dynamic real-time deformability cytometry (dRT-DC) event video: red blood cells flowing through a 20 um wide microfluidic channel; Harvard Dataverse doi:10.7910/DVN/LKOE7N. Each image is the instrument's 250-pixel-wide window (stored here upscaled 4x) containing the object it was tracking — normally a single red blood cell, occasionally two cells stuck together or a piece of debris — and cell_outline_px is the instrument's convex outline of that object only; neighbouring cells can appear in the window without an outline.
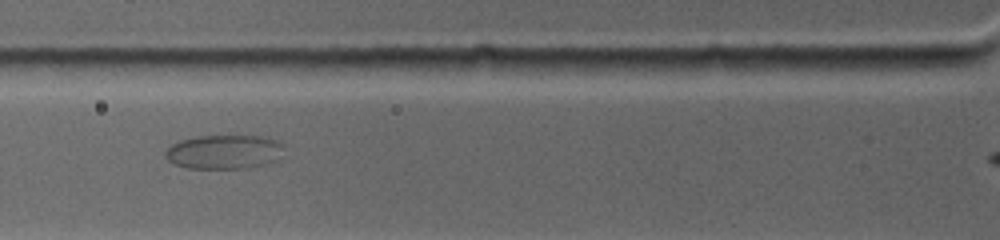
{"species": "common noctule bat (a hibernating species)", "species_latin": "Nyctalus noctula", "temperature_condition": "warm", "stored_images_in_passage": 6, "camera_frame_rate_fps": 4500, "um_per_image_px": 0.085, "animal": {"sex": "female", "body_mass_g": 19.0, "forearm_length_mm": 53.3}, "frame": {"image": 1, "passage_image": 3, "time_ms": 2.222, "image_size_px": [1000, 240], "cell_outline_px": [[284, 144], [276, 160], [264, 164], [248, 168], [184, 168], [168, 160], [164, 156], [164, 152], [172, 144], [180, 140], [196, 136], [268, 136]], "centroid_in_image_um": [19.02, 12.9], "position_along_channel_um": 106.8, "area_um2": 23.58}}
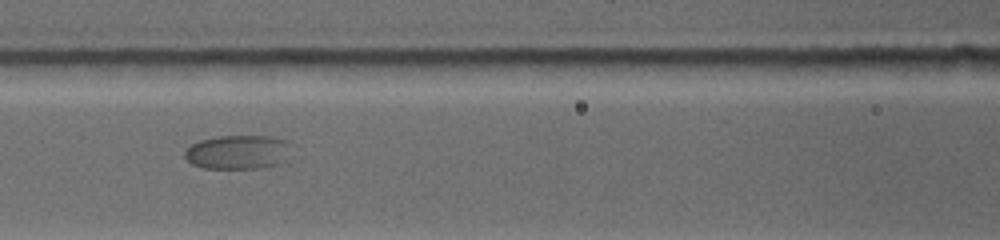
{"frame": {"image": 2, "passage_image": 4, "time_ms": 3.333, "image_size_px": [1000, 240], "cell_outline_px": [[292, 160], [280, 164], [260, 168], [204, 168], [192, 164], [184, 156], [184, 152], [192, 144], [200, 140], [216, 136], [272, 136], [284, 140], [292, 144]], "centroid_in_image_um": [20.34, 12.93], "position_along_channel_um": 146.3, "area_um2": 21.73}}
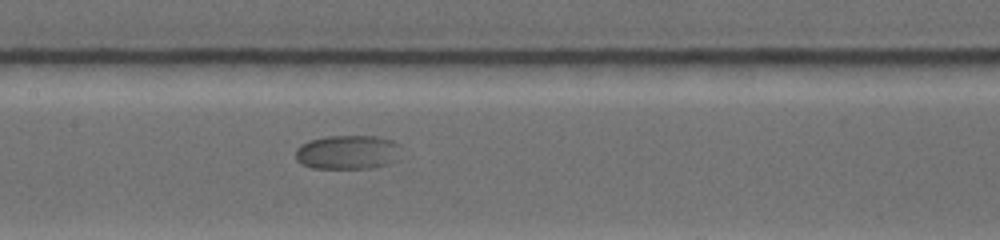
{"frame": {"image": 3, "passage_image": 5, "time_ms": 4.222, "image_size_px": [1000, 240], "cell_outline_px": [[400, 144], [396, 160], [392, 164], [372, 168], [312, 168], [300, 164], [296, 160], [296, 148], [300, 144], [308, 140], [328, 136], [376, 136], [392, 140]], "centroid_in_image_um": [29.53, 12.94], "position_along_channel_um": 177.9, "area_um2": 21.27}}